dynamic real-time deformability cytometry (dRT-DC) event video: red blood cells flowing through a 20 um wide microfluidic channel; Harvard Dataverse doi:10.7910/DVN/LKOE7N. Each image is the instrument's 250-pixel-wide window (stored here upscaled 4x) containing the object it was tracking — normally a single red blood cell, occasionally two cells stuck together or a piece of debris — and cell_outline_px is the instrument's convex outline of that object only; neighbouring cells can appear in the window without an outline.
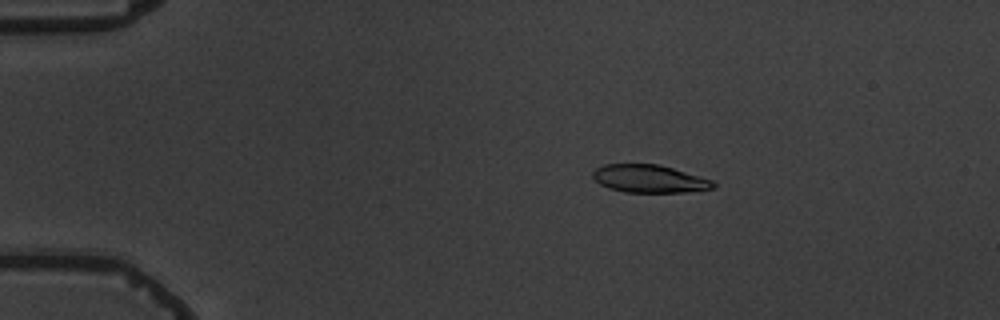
{"species": "common noctule bat (a hibernating species)", "species_latin": "Nyctalus noctula", "temperature_condition": "warm", "stored_images_in_passage": 4, "camera_frame_rate_fps": 3000, "um_per_image_px": 0.085, "animal": {"sex": "male", "body_mass_g": 19.5, "forearm_length_mm": 54.6}, "frame": {"image": 1, "passage_image": 2, "time_ms": 1.333, "image_size_px": [1000, 320], "cell_outline_px": [[716, 188], [684, 192], [624, 192], [608, 188], [600, 184], [592, 176], [592, 172], [596, 168], [604, 164], [656, 164], [672, 168], [712, 180], [716, 184]], "centroid_in_image_um": [55.17, 15.2], "position_along_channel_um": 29.8, "area_um2": 19.42}}